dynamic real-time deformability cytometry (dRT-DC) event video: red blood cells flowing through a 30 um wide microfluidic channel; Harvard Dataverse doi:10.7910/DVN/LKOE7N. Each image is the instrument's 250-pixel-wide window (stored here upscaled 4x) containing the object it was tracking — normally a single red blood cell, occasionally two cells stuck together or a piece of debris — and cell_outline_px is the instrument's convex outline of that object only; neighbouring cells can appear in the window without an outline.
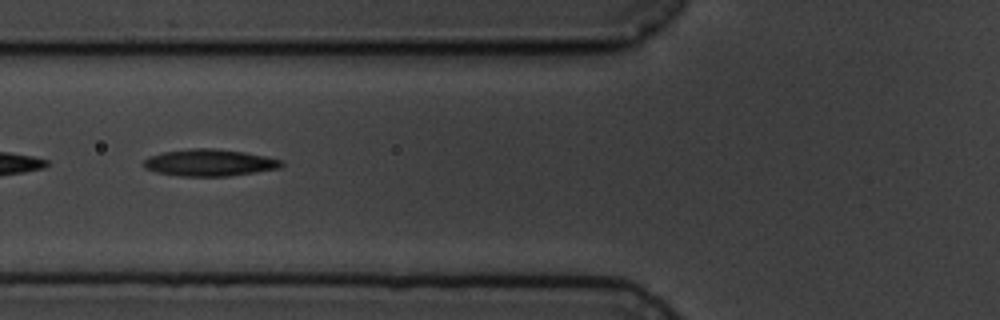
{"species": "common noctule bat (a hibernating species)", "species_latin": "Nyctalus noctula", "temperature_condition": "cold", "stored_images_in_passage": 12, "camera_frame_rate_fps": 3000, "um_per_image_px": 0.085, "animal": {"sex": "male", "body_mass_g": 19.5, "forearm_length_mm": 54.6}, "frame": {"image": 1, "passage_image": 4, "time_ms": 4.667, "image_size_px": [1000, 320], "cell_outline_px": [[284, 164], [280, 168], [256, 172], [228, 176], [180, 176], [156, 172], [144, 168], [144, 160], [152, 156], [164, 152], [188, 148], [212, 148], [244, 152], [264, 156], [280, 160]], "centroid_in_image_um": [17.8, 13.83], "position_along_channel_um": 108.0, "area_um2": 21.39}}
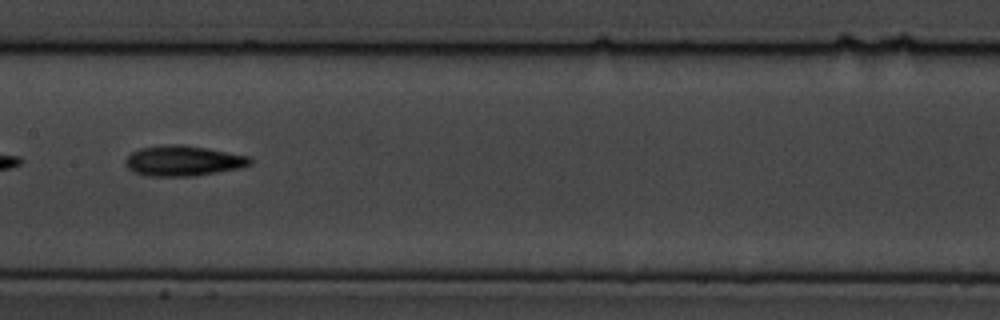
{"frame": {"image": 2, "passage_image": 6, "time_ms": 7.0, "image_size_px": [1000, 320], "cell_outline_px": [[252, 164], [240, 168], [196, 176], [148, 176], [132, 172], [124, 164], [124, 160], [132, 152], [140, 148], [168, 144], [184, 144], [248, 156], [252, 160]], "centroid_in_image_um": [15.54, 13.67], "position_along_channel_um": 191.9, "area_um2": 22.14}}
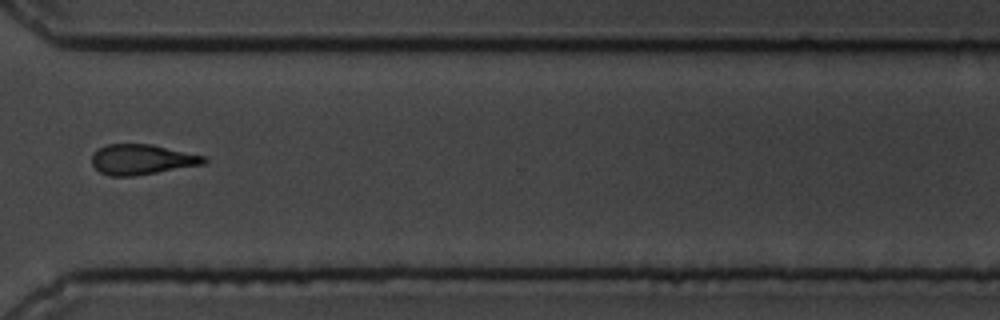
{"frame": {"image": 3, "passage_image": 10, "time_ms": 11.667, "image_size_px": [1000, 320], "cell_outline_px": [[208, 160], [204, 164], [132, 176], [112, 176], [100, 172], [92, 164], [92, 156], [100, 148], [108, 144], [152, 144], [208, 156]], "centroid_in_image_um": [12.11, 13.54], "position_along_channel_um": 358.5, "area_um2": 19.65}, "authors_computed_cell_mechanics": {"area_um2": 20.9525, "velocity_mm_per_s": 3.5862, "shape_relaxation_time_tau1_ms": 3.3424, "shape_relaxation_time_tau2_ms": 9.4245, "deformation_change_tau1": 0.0869, "deformation_change_tau2": 0.1699}}